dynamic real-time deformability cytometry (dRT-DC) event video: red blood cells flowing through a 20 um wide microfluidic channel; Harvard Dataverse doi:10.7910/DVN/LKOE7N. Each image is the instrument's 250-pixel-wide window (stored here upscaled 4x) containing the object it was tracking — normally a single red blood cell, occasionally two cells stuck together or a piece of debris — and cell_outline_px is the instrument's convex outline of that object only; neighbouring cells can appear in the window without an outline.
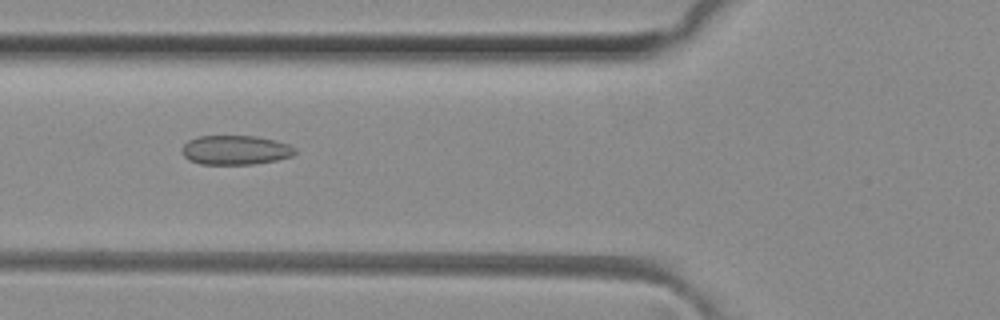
{"species": "common noctule bat (a hibernating species)", "species_latin": "Nyctalus noctula", "temperature_condition": "room temperature", "stored_images_in_passage": 35, "camera_frame_rate_fps": 3000, "um_per_image_px": 0.085, "animal": {"sex": "female", "body_mass_g": 29.2, "forearm_length_mm": 56.3}, "frame": {"image": 1, "passage_image": 4, "time_ms": 1.0, "image_size_px": [1000, 320], "cell_outline_px": [[296, 152], [292, 156], [276, 160], [252, 164], [200, 164], [188, 160], [184, 156], [180, 148], [188, 140], [200, 136], [256, 136], [288, 144], [296, 148]], "centroid_in_image_um": [19.98, 12.75], "position_along_channel_um": 105.8, "area_um2": 19.31}}
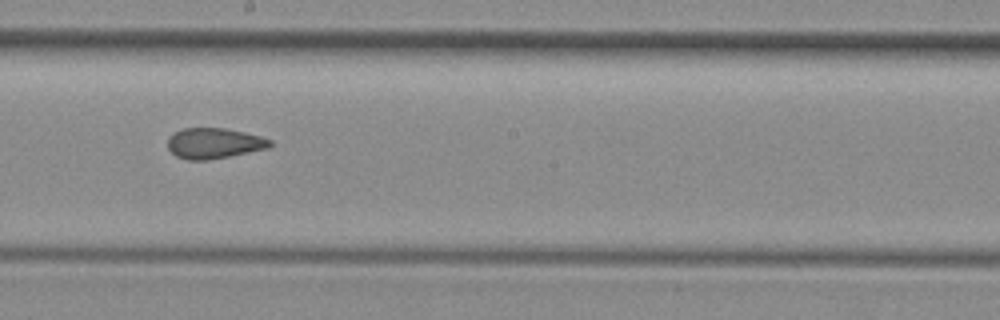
{"frame": {"image": 2, "passage_image": 13, "time_ms": 4.0, "image_size_px": [1000, 320], "cell_outline_px": [[272, 144], [268, 148], [208, 160], [188, 160], [176, 156], [168, 148], [168, 136], [184, 128], [224, 128], [244, 132], [260, 136], [272, 140]], "centroid_in_image_um": [18.18, 12.17], "position_along_channel_um": 230.0, "area_um2": 18.09}}
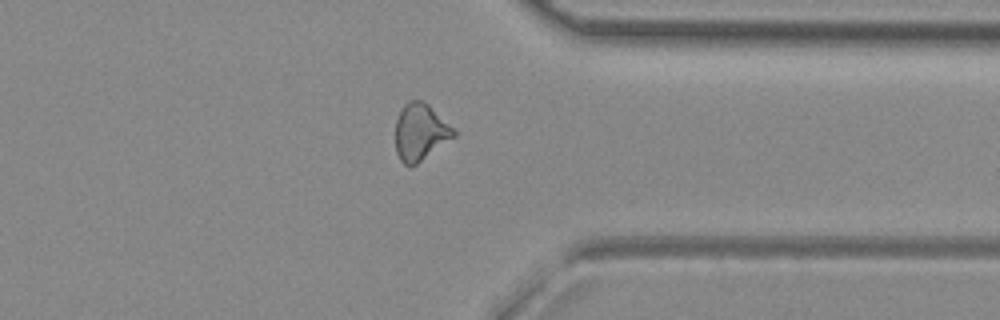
{"frame": {"image": 3, "passage_image": 24, "time_ms": 7.667, "image_size_px": [1000, 320], "cell_outline_px": [[456, 136], [416, 164], [404, 164], [400, 160], [396, 152], [396, 120], [400, 108], [408, 100], [424, 100], [456, 132]], "centroid_in_image_um": [35.7, 11.2], "position_along_channel_um": 375.7, "area_um2": 19.07}, "authors_computed_cell_mechanics": {"area_um2": 18.785, "velocity_mm_per_s": 4.1359, "shape_relaxation_time_tau1_ms": null, "shape_relaxation_time_tau2_ms": 2.6037, "deformation_change_tau1": null, "deformation_change_tau2": 0.0976}}